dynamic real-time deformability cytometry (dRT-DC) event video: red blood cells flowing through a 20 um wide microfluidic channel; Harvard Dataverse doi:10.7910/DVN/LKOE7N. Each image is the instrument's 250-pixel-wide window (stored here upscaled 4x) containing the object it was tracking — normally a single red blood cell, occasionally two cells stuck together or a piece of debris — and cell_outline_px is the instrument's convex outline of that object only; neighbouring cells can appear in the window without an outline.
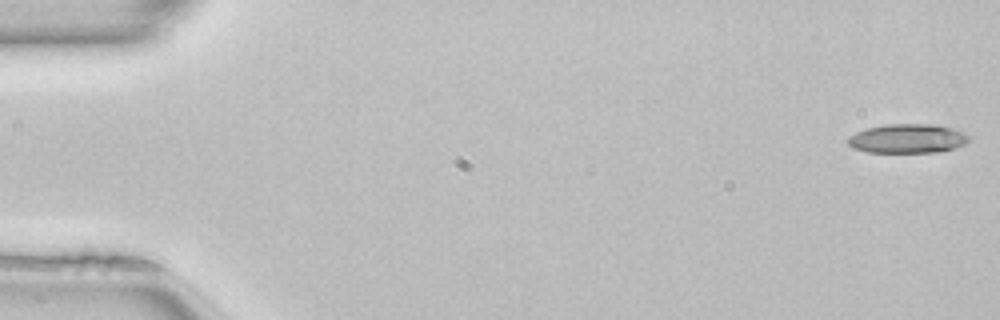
{"species": "common noctule bat (a hibernating species)", "species_latin": "Nyctalus noctula", "temperature_condition": "room temperature", "stored_images_in_passage": 50, "camera_frame_rate_fps": 3000, "um_per_image_px": 0.085, "animal": {"sex": "female", "body_mass_g": 22.7, "forearm_length_mm": 54.2}, "frame": {"image": 1, "passage_image": 1, "time_ms": 0.0, "image_size_px": [1000, 320], "cell_outline_px": [[968, 140], [964, 144], [956, 148], [936, 152], [868, 152], [852, 148], [848, 144], [848, 136], [856, 132], [868, 128], [884, 124], [936, 124], [952, 128], [968, 136]], "centroid_in_image_um": [77.1, 11.77], "position_along_channel_um": 7.9, "area_um2": 20.46}}
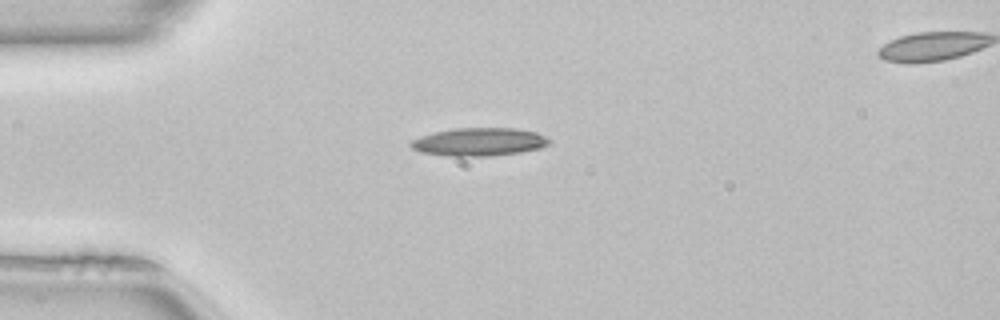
{"frame": {"image": 2, "passage_image": 13, "time_ms": 4.0, "image_size_px": [1000, 320], "cell_outline_px": [[552, 140], [548, 144], [540, 148], [520, 152], [488, 156], [452, 156], [420, 152], [412, 148], [408, 144], [412, 140], [420, 136], [432, 132], [456, 128], [516, 128], [536, 132], [548, 136]], "centroid_in_image_um": [40.74, 12.05], "position_along_channel_um": 44.3, "area_um2": 22.77}, "authors_computed_cell_mechanics": {"area_um2": 20.8369, "velocity_mm_per_s": 4.0699, "shape_relaxation_time_tau1_ms": null, "shape_relaxation_time_tau2_ms": 8.9398, "deformation_change_tau1": null, "deformation_change_tau2": 0.2579}}